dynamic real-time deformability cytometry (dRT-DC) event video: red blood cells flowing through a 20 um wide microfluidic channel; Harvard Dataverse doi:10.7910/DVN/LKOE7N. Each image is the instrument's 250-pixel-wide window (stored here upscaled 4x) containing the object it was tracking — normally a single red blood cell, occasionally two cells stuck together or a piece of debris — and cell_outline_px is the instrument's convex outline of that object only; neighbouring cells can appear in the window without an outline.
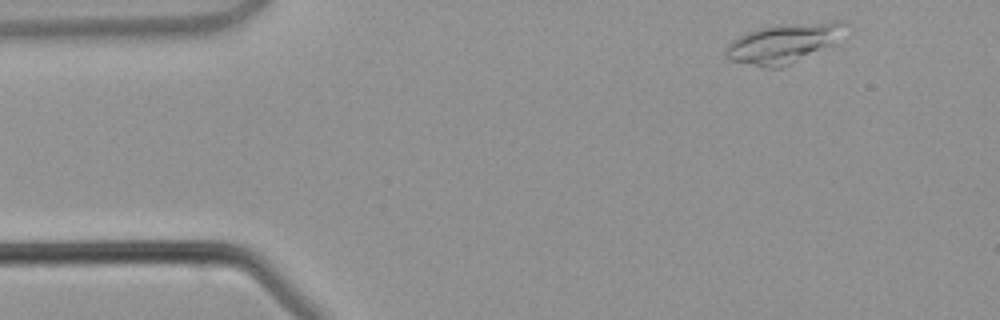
{"species": "common noctule bat (a hibernating species)", "species_latin": "Nyctalus noctula", "temperature_condition": "warm", "stored_images_in_passage": 3, "camera_frame_rate_fps": 3000, "um_per_image_px": 0.085, "animal": {"sex": "male", "body_mass_g": 21.5, "forearm_length_mm": 52.0}, "frame": {"image": 1, "passage_image": 1, "time_ms": 0.0, "image_size_px": [1000, 320], "cell_outline_px": [[852, 32], [840, 44], [780, 68], [764, 68], [728, 60], [724, 52], [724, 48], [732, 40], [748, 32], [760, 28], [788, 24], [832, 20], [848, 20]], "centroid_in_image_um": [66.85, 3.66], "position_along_channel_um": 18.2, "area_um2": 29.07}}